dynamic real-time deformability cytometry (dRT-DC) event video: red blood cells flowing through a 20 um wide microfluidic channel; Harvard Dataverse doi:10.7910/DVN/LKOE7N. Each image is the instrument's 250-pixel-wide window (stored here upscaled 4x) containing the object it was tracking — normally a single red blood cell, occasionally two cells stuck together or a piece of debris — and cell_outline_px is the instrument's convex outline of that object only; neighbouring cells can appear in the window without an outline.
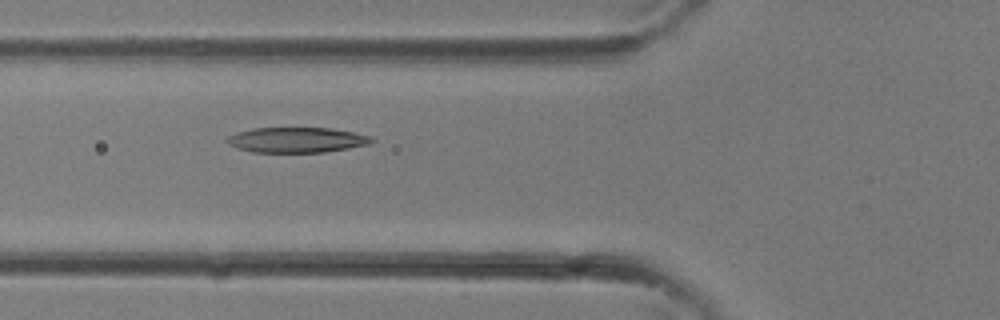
{"species": "common noctule bat (a hibernating species)", "species_latin": "Nyctalus noctula", "temperature_condition": "room temperature", "stored_images_in_passage": 15, "camera_frame_rate_fps": 3000, "um_per_image_px": 0.085, "animal": {"sex": "female"}, "frame": {"image": 1, "passage_image": 13, "time_ms": 4.0, "image_size_px": [1000, 320], "cell_outline_px": [[376, 140], [368, 144], [348, 148], [324, 152], [252, 152], [236, 148], [228, 144], [224, 140], [228, 136], [236, 132], [252, 128], [332, 128], [372, 136]], "centroid_in_image_um": [25.19, 11.89], "position_along_channel_um": 100.6, "area_um2": 21.39}}
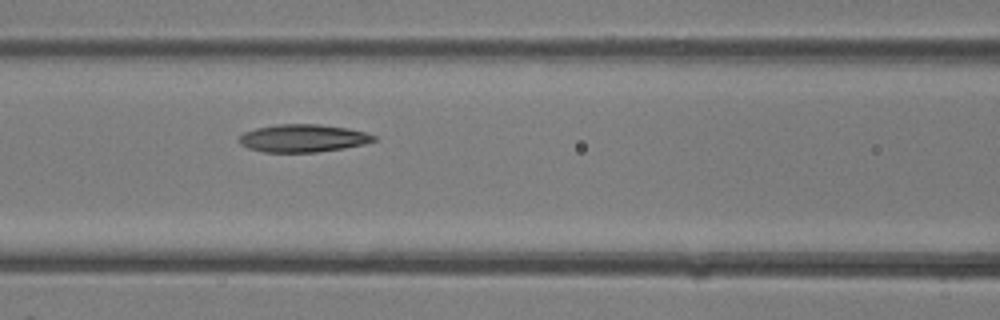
{"frame": {"image": 2, "passage_image": 15, "time_ms": 4.667, "image_size_px": [1000, 320], "cell_outline_px": [[376, 140], [364, 144], [344, 148], [316, 152], [264, 152], [248, 148], [240, 144], [236, 140], [244, 132], [256, 128], [276, 124], [320, 124], [348, 128], [364, 132], [376, 136]], "centroid_in_image_um": [25.73, 11.74], "position_along_channel_um": 140.9, "area_um2": 21.85}}